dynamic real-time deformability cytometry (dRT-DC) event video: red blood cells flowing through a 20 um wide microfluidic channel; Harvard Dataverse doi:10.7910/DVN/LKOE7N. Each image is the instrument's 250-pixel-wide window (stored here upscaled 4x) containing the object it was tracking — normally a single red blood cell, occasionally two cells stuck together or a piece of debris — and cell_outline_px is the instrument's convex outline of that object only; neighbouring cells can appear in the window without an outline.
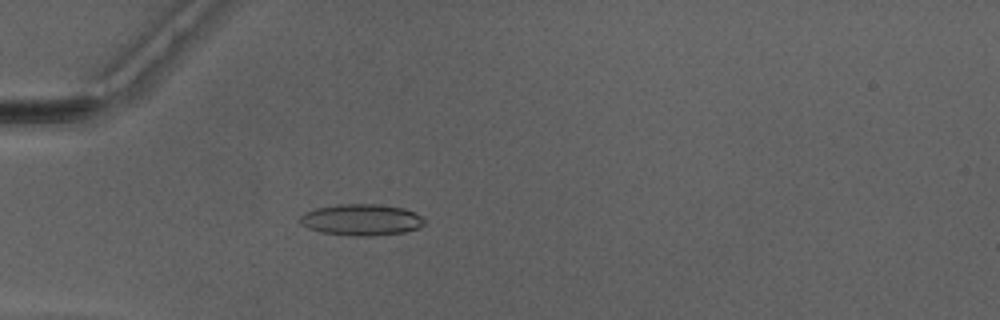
{"species": "Egyptian fruit bat (a non-hibernating species)", "species_latin": "Rousettus aegyptiacus", "temperature_condition": "warm", "stored_images_in_passage": 50, "camera_frame_rate_fps": 3000, "um_per_image_px": 0.085, "animal": {"sex": "male"}, "frame": {"image": 1, "passage_image": 16, "time_ms": 5.0, "image_size_px": [1000, 320], "cell_outline_px": [[428, 220], [420, 228], [404, 232], [376, 236], [352, 236], [320, 232], [308, 228], [300, 224], [300, 216], [304, 212], [316, 208], [336, 204], [376, 204], [404, 208]], "centroid_in_image_um": [30.72, 18.69], "position_along_channel_um": 54.3, "area_um2": 23.0}}
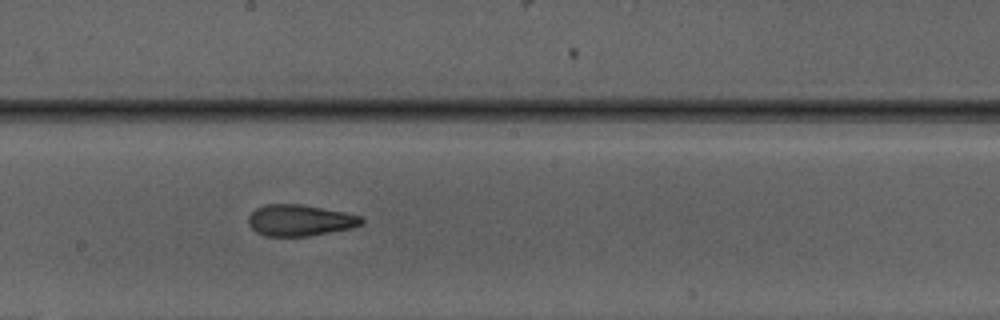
{"frame": {"image": 2, "passage_image": 29, "time_ms": 9.333, "image_size_px": [1000, 320], "cell_outline_px": [[364, 224], [352, 228], [308, 236], [264, 236], [256, 232], [248, 224], [248, 216], [256, 208], [264, 204], [300, 204], [344, 212], [360, 216], [364, 220]], "centroid_in_image_um": [25.48, 18.73], "position_along_channel_um": 222.7, "area_um2": 20.69}}
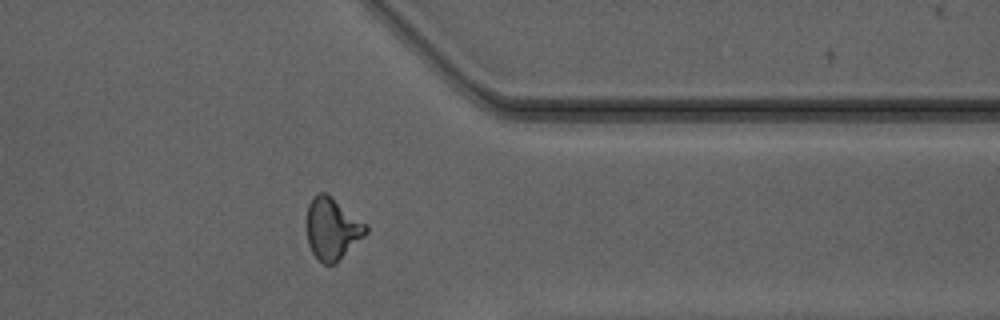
{"frame": {"image": 3, "passage_image": 41, "time_ms": 13.333, "image_size_px": [1000, 320], "cell_outline_px": [[368, 232], [336, 264], [324, 264], [312, 252], [308, 244], [308, 204], [312, 196], [316, 192], [324, 192], [332, 196], [368, 224]], "centroid_in_image_um": [28.27, 19.41], "position_along_channel_um": 383.1, "area_um2": 21.44}, "authors_computed_cell_mechanics": {"area_um2": 21.1548, "velocity_mm_per_s": 4.1832, "shape_relaxation_time_tau1_ms": null, "shape_relaxation_time_tau2_ms": 1.3928, "deformation_change_tau1": null, "deformation_change_tau2": 0.099}}